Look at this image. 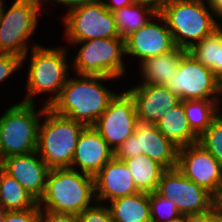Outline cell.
<instances>
[{
    "label": "cell",
    "mask_w": 222,
    "mask_h": 222,
    "mask_svg": "<svg viewBox=\"0 0 222 222\" xmlns=\"http://www.w3.org/2000/svg\"><path fill=\"white\" fill-rule=\"evenodd\" d=\"M112 13L119 36L123 39L146 25L157 14L152 8L139 2L124 6Z\"/></svg>",
    "instance_id": "26"
},
{
    "label": "cell",
    "mask_w": 222,
    "mask_h": 222,
    "mask_svg": "<svg viewBox=\"0 0 222 222\" xmlns=\"http://www.w3.org/2000/svg\"><path fill=\"white\" fill-rule=\"evenodd\" d=\"M165 86L181 101H219L217 77L188 52L179 60L178 70L173 72V76Z\"/></svg>",
    "instance_id": "10"
},
{
    "label": "cell",
    "mask_w": 222,
    "mask_h": 222,
    "mask_svg": "<svg viewBox=\"0 0 222 222\" xmlns=\"http://www.w3.org/2000/svg\"><path fill=\"white\" fill-rule=\"evenodd\" d=\"M22 58L13 54L0 53V83L22 67Z\"/></svg>",
    "instance_id": "32"
},
{
    "label": "cell",
    "mask_w": 222,
    "mask_h": 222,
    "mask_svg": "<svg viewBox=\"0 0 222 222\" xmlns=\"http://www.w3.org/2000/svg\"><path fill=\"white\" fill-rule=\"evenodd\" d=\"M168 222H186V215L180 214L179 216L171 219V220L168 221Z\"/></svg>",
    "instance_id": "42"
},
{
    "label": "cell",
    "mask_w": 222,
    "mask_h": 222,
    "mask_svg": "<svg viewBox=\"0 0 222 222\" xmlns=\"http://www.w3.org/2000/svg\"><path fill=\"white\" fill-rule=\"evenodd\" d=\"M212 222H222V215L212 207Z\"/></svg>",
    "instance_id": "41"
},
{
    "label": "cell",
    "mask_w": 222,
    "mask_h": 222,
    "mask_svg": "<svg viewBox=\"0 0 222 222\" xmlns=\"http://www.w3.org/2000/svg\"><path fill=\"white\" fill-rule=\"evenodd\" d=\"M113 157L106 140L93 126H87L79 135L70 169L94 177Z\"/></svg>",
    "instance_id": "17"
},
{
    "label": "cell",
    "mask_w": 222,
    "mask_h": 222,
    "mask_svg": "<svg viewBox=\"0 0 222 222\" xmlns=\"http://www.w3.org/2000/svg\"><path fill=\"white\" fill-rule=\"evenodd\" d=\"M41 210L31 208L22 211H5L1 222H40Z\"/></svg>",
    "instance_id": "31"
},
{
    "label": "cell",
    "mask_w": 222,
    "mask_h": 222,
    "mask_svg": "<svg viewBox=\"0 0 222 222\" xmlns=\"http://www.w3.org/2000/svg\"><path fill=\"white\" fill-rule=\"evenodd\" d=\"M30 64L27 74V95L22 102L34 104L38 95L49 93V99L43 104L46 107L59 97L61 89L67 82L69 64L65 47H44L32 42Z\"/></svg>",
    "instance_id": "3"
},
{
    "label": "cell",
    "mask_w": 222,
    "mask_h": 222,
    "mask_svg": "<svg viewBox=\"0 0 222 222\" xmlns=\"http://www.w3.org/2000/svg\"><path fill=\"white\" fill-rule=\"evenodd\" d=\"M35 106V103L20 102L8 107L0 117L2 159L37 151L40 118L47 107L43 105L37 112Z\"/></svg>",
    "instance_id": "6"
},
{
    "label": "cell",
    "mask_w": 222,
    "mask_h": 222,
    "mask_svg": "<svg viewBox=\"0 0 222 222\" xmlns=\"http://www.w3.org/2000/svg\"><path fill=\"white\" fill-rule=\"evenodd\" d=\"M219 102L222 104V73L217 77ZM221 96V97H220Z\"/></svg>",
    "instance_id": "40"
},
{
    "label": "cell",
    "mask_w": 222,
    "mask_h": 222,
    "mask_svg": "<svg viewBox=\"0 0 222 222\" xmlns=\"http://www.w3.org/2000/svg\"><path fill=\"white\" fill-rule=\"evenodd\" d=\"M94 203V177L78 170L60 168L49 170L38 207L40 210L79 215Z\"/></svg>",
    "instance_id": "2"
},
{
    "label": "cell",
    "mask_w": 222,
    "mask_h": 222,
    "mask_svg": "<svg viewBox=\"0 0 222 222\" xmlns=\"http://www.w3.org/2000/svg\"><path fill=\"white\" fill-rule=\"evenodd\" d=\"M186 52L185 49L176 46L167 53L145 59L140 63V73L143 75L140 83L166 85L173 72L178 70L179 60Z\"/></svg>",
    "instance_id": "20"
},
{
    "label": "cell",
    "mask_w": 222,
    "mask_h": 222,
    "mask_svg": "<svg viewBox=\"0 0 222 222\" xmlns=\"http://www.w3.org/2000/svg\"><path fill=\"white\" fill-rule=\"evenodd\" d=\"M208 2L215 13V16L222 19V0H208Z\"/></svg>",
    "instance_id": "38"
},
{
    "label": "cell",
    "mask_w": 222,
    "mask_h": 222,
    "mask_svg": "<svg viewBox=\"0 0 222 222\" xmlns=\"http://www.w3.org/2000/svg\"><path fill=\"white\" fill-rule=\"evenodd\" d=\"M157 129L178 148L198 143L199 137L192 131L180 102L155 124Z\"/></svg>",
    "instance_id": "21"
},
{
    "label": "cell",
    "mask_w": 222,
    "mask_h": 222,
    "mask_svg": "<svg viewBox=\"0 0 222 222\" xmlns=\"http://www.w3.org/2000/svg\"><path fill=\"white\" fill-rule=\"evenodd\" d=\"M52 2V3H55L54 5L56 4H59V5H64L66 8H68V11H71L77 7H80V6H84V5H87V4H90V3H94V2H97L98 0H43L44 4L45 2Z\"/></svg>",
    "instance_id": "34"
},
{
    "label": "cell",
    "mask_w": 222,
    "mask_h": 222,
    "mask_svg": "<svg viewBox=\"0 0 222 222\" xmlns=\"http://www.w3.org/2000/svg\"><path fill=\"white\" fill-rule=\"evenodd\" d=\"M64 15L62 19L68 42L121 38L113 13L100 0L77 7Z\"/></svg>",
    "instance_id": "9"
},
{
    "label": "cell",
    "mask_w": 222,
    "mask_h": 222,
    "mask_svg": "<svg viewBox=\"0 0 222 222\" xmlns=\"http://www.w3.org/2000/svg\"><path fill=\"white\" fill-rule=\"evenodd\" d=\"M94 187L98 203H103L104 200L110 202L139 192L125 162L115 157L94 176Z\"/></svg>",
    "instance_id": "19"
},
{
    "label": "cell",
    "mask_w": 222,
    "mask_h": 222,
    "mask_svg": "<svg viewBox=\"0 0 222 222\" xmlns=\"http://www.w3.org/2000/svg\"><path fill=\"white\" fill-rule=\"evenodd\" d=\"M81 45L71 63L72 72L77 75L109 76L121 78L126 74L125 39L100 38L82 42H68Z\"/></svg>",
    "instance_id": "8"
},
{
    "label": "cell",
    "mask_w": 222,
    "mask_h": 222,
    "mask_svg": "<svg viewBox=\"0 0 222 222\" xmlns=\"http://www.w3.org/2000/svg\"><path fill=\"white\" fill-rule=\"evenodd\" d=\"M156 192L173 201L180 214L203 213L213 207V196L185 177L177 167L162 173Z\"/></svg>",
    "instance_id": "12"
},
{
    "label": "cell",
    "mask_w": 222,
    "mask_h": 222,
    "mask_svg": "<svg viewBox=\"0 0 222 222\" xmlns=\"http://www.w3.org/2000/svg\"><path fill=\"white\" fill-rule=\"evenodd\" d=\"M78 76V77H77ZM109 76L77 75L68 78L59 97L49 108L83 125L93 126L107 109L116 93L102 84L114 80Z\"/></svg>",
    "instance_id": "1"
},
{
    "label": "cell",
    "mask_w": 222,
    "mask_h": 222,
    "mask_svg": "<svg viewBox=\"0 0 222 222\" xmlns=\"http://www.w3.org/2000/svg\"><path fill=\"white\" fill-rule=\"evenodd\" d=\"M5 1H3V0H0V17H1V12H2V9H3V7H4V3Z\"/></svg>",
    "instance_id": "44"
},
{
    "label": "cell",
    "mask_w": 222,
    "mask_h": 222,
    "mask_svg": "<svg viewBox=\"0 0 222 222\" xmlns=\"http://www.w3.org/2000/svg\"><path fill=\"white\" fill-rule=\"evenodd\" d=\"M186 119L192 131L200 137L211 125L213 117L221 110L219 101L188 100L181 101Z\"/></svg>",
    "instance_id": "27"
},
{
    "label": "cell",
    "mask_w": 222,
    "mask_h": 222,
    "mask_svg": "<svg viewBox=\"0 0 222 222\" xmlns=\"http://www.w3.org/2000/svg\"><path fill=\"white\" fill-rule=\"evenodd\" d=\"M1 168L39 201L44 193L50 169L37 152L7 157L3 159Z\"/></svg>",
    "instance_id": "18"
},
{
    "label": "cell",
    "mask_w": 222,
    "mask_h": 222,
    "mask_svg": "<svg viewBox=\"0 0 222 222\" xmlns=\"http://www.w3.org/2000/svg\"><path fill=\"white\" fill-rule=\"evenodd\" d=\"M213 207L222 215V189L213 197Z\"/></svg>",
    "instance_id": "39"
},
{
    "label": "cell",
    "mask_w": 222,
    "mask_h": 222,
    "mask_svg": "<svg viewBox=\"0 0 222 222\" xmlns=\"http://www.w3.org/2000/svg\"><path fill=\"white\" fill-rule=\"evenodd\" d=\"M138 123L134 98L126 90L115 95L93 127L115 152L135 132Z\"/></svg>",
    "instance_id": "13"
},
{
    "label": "cell",
    "mask_w": 222,
    "mask_h": 222,
    "mask_svg": "<svg viewBox=\"0 0 222 222\" xmlns=\"http://www.w3.org/2000/svg\"><path fill=\"white\" fill-rule=\"evenodd\" d=\"M40 222H78V217L71 213H59L41 210Z\"/></svg>",
    "instance_id": "33"
},
{
    "label": "cell",
    "mask_w": 222,
    "mask_h": 222,
    "mask_svg": "<svg viewBox=\"0 0 222 222\" xmlns=\"http://www.w3.org/2000/svg\"><path fill=\"white\" fill-rule=\"evenodd\" d=\"M100 1L111 12L121 9L124 6L135 4L138 2L137 0H109L108 2L106 0Z\"/></svg>",
    "instance_id": "36"
},
{
    "label": "cell",
    "mask_w": 222,
    "mask_h": 222,
    "mask_svg": "<svg viewBox=\"0 0 222 222\" xmlns=\"http://www.w3.org/2000/svg\"><path fill=\"white\" fill-rule=\"evenodd\" d=\"M123 161L130 170L139 192L153 193L157 190L162 173L166 170L161 164L144 154Z\"/></svg>",
    "instance_id": "23"
},
{
    "label": "cell",
    "mask_w": 222,
    "mask_h": 222,
    "mask_svg": "<svg viewBox=\"0 0 222 222\" xmlns=\"http://www.w3.org/2000/svg\"><path fill=\"white\" fill-rule=\"evenodd\" d=\"M5 210L3 209V207L0 205V222H1V219L3 217V214H4Z\"/></svg>",
    "instance_id": "43"
},
{
    "label": "cell",
    "mask_w": 222,
    "mask_h": 222,
    "mask_svg": "<svg viewBox=\"0 0 222 222\" xmlns=\"http://www.w3.org/2000/svg\"><path fill=\"white\" fill-rule=\"evenodd\" d=\"M2 161H3V159H2V156H1V148H0V167H1Z\"/></svg>",
    "instance_id": "45"
},
{
    "label": "cell",
    "mask_w": 222,
    "mask_h": 222,
    "mask_svg": "<svg viewBox=\"0 0 222 222\" xmlns=\"http://www.w3.org/2000/svg\"><path fill=\"white\" fill-rule=\"evenodd\" d=\"M0 205L5 211L39 208L38 201L0 167Z\"/></svg>",
    "instance_id": "24"
},
{
    "label": "cell",
    "mask_w": 222,
    "mask_h": 222,
    "mask_svg": "<svg viewBox=\"0 0 222 222\" xmlns=\"http://www.w3.org/2000/svg\"><path fill=\"white\" fill-rule=\"evenodd\" d=\"M187 52L218 77L222 73V26L194 44Z\"/></svg>",
    "instance_id": "25"
},
{
    "label": "cell",
    "mask_w": 222,
    "mask_h": 222,
    "mask_svg": "<svg viewBox=\"0 0 222 222\" xmlns=\"http://www.w3.org/2000/svg\"><path fill=\"white\" fill-rule=\"evenodd\" d=\"M78 222H114L107 205L96 202L77 215Z\"/></svg>",
    "instance_id": "30"
},
{
    "label": "cell",
    "mask_w": 222,
    "mask_h": 222,
    "mask_svg": "<svg viewBox=\"0 0 222 222\" xmlns=\"http://www.w3.org/2000/svg\"><path fill=\"white\" fill-rule=\"evenodd\" d=\"M107 207L114 222H151L149 193L120 197L110 201Z\"/></svg>",
    "instance_id": "22"
},
{
    "label": "cell",
    "mask_w": 222,
    "mask_h": 222,
    "mask_svg": "<svg viewBox=\"0 0 222 222\" xmlns=\"http://www.w3.org/2000/svg\"><path fill=\"white\" fill-rule=\"evenodd\" d=\"M160 15L175 46L186 51L221 26L208 0H174Z\"/></svg>",
    "instance_id": "4"
},
{
    "label": "cell",
    "mask_w": 222,
    "mask_h": 222,
    "mask_svg": "<svg viewBox=\"0 0 222 222\" xmlns=\"http://www.w3.org/2000/svg\"><path fill=\"white\" fill-rule=\"evenodd\" d=\"M42 117L36 152L50 170L70 168L79 135L86 126L49 107Z\"/></svg>",
    "instance_id": "5"
},
{
    "label": "cell",
    "mask_w": 222,
    "mask_h": 222,
    "mask_svg": "<svg viewBox=\"0 0 222 222\" xmlns=\"http://www.w3.org/2000/svg\"><path fill=\"white\" fill-rule=\"evenodd\" d=\"M151 222H168L180 215L173 201L168 200L156 191L149 193Z\"/></svg>",
    "instance_id": "29"
},
{
    "label": "cell",
    "mask_w": 222,
    "mask_h": 222,
    "mask_svg": "<svg viewBox=\"0 0 222 222\" xmlns=\"http://www.w3.org/2000/svg\"><path fill=\"white\" fill-rule=\"evenodd\" d=\"M178 150L155 125L138 123L135 132L114 152V157L123 161L144 154L165 169H173L177 167Z\"/></svg>",
    "instance_id": "11"
},
{
    "label": "cell",
    "mask_w": 222,
    "mask_h": 222,
    "mask_svg": "<svg viewBox=\"0 0 222 222\" xmlns=\"http://www.w3.org/2000/svg\"><path fill=\"white\" fill-rule=\"evenodd\" d=\"M43 0H15L11 7H3L0 17V53L13 54L22 58L29 54V38L38 26Z\"/></svg>",
    "instance_id": "7"
},
{
    "label": "cell",
    "mask_w": 222,
    "mask_h": 222,
    "mask_svg": "<svg viewBox=\"0 0 222 222\" xmlns=\"http://www.w3.org/2000/svg\"><path fill=\"white\" fill-rule=\"evenodd\" d=\"M139 3L152 8L157 14H160L174 0H137Z\"/></svg>",
    "instance_id": "35"
},
{
    "label": "cell",
    "mask_w": 222,
    "mask_h": 222,
    "mask_svg": "<svg viewBox=\"0 0 222 222\" xmlns=\"http://www.w3.org/2000/svg\"><path fill=\"white\" fill-rule=\"evenodd\" d=\"M177 168L213 197L222 189V166L200 143L179 148Z\"/></svg>",
    "instance_id": "14"
},
{
    "label": "cell",
    "mask_w": 222,
    "mask_h": 222,
    "mask_svg": "<svg viewBox=\"0 0 222 222\" xmlns=\"http://www.w3.org/2000/svg\"><path fill=\"white\" fill-rule=\"evenodd\" d=\"M198 143L209 151L222 166V110L213 117L211 125L199 137Z\"/></svg>",
    "instance_id": "28"
},
{
    "label": "cell",
    "mask_w": 222,
    "mask_h": 222,
    "mask_svg": "<svg viewBox=\"0 0 222 222\" xmlns=\"http://www.w3.org/2000/svg\"><path fill=\"white\" fill-rule=\"evenodd\" d=\"M186 222H212V208L203 213L186 215Z\"/></svg>",
    "instance_id": "37"
},
{
    "label": "cell",
    "mask_w": 222,
    "mask_h": 222,
    "mask_svg": "<svg viewBox=\"0 0 222 222\" xmlns=\"http://www.w3.org/2000/svg\"><path fill=\"white\" fill-rule=\"evenodd\" d=\"M134 98L138 122L155 125L181 102L165 85L139 83L127 90Z\"/></svg>",
    "instance_id": "16"
},
{
    "label": "cell",
    "mask_w": 222,
    "mask_h": 222,
    "mask_svg": "<svg viewBox=\"0 0 222 222\" xmlns=\"http://www.w3.org/2000/svg\"><path fill=\"white\" fill-rule=\"evenodd\" d=\"M175 47L172 33L160 14H156L146 25L125 38V55L137 57L141 63Z\"/></svg>",
    "instance_id": "15"
}]
</instances>
